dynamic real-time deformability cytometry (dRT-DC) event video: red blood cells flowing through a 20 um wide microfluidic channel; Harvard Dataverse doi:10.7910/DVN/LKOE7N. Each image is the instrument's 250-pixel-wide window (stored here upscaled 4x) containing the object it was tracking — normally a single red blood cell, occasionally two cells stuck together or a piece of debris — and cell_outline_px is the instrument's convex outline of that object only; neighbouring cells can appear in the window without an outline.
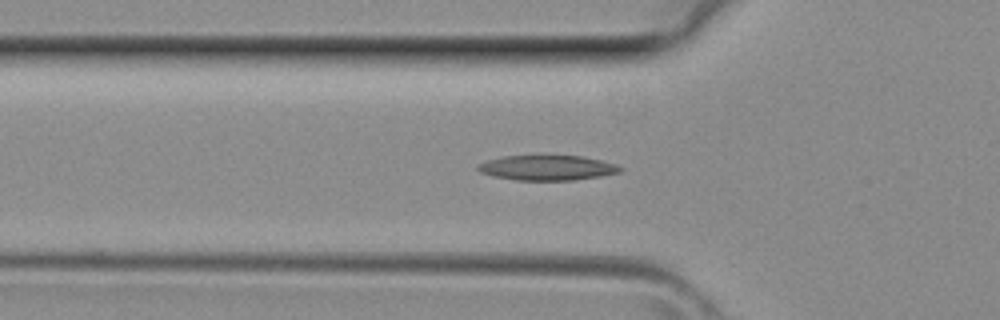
{"species": "common noctule bat (a hibernating species)", "species_latin": "Nyctalus noctula", "temperature_condition": "room temperature", "stored_images_in_passage": 39, "camera_frame_rate_fps": 3000, "um_per_image_px": 0.085, "animal": {"sex": "female", "body_mass_g": 29.2, "forearm_length_mm": 56.3}, "frame": {"image": 1, "passage_image": 12, "time_ms": 3.667, "image_size_px": [1000, 320], "cell_outline_px": [[624, 168], [620, 172], [600, 176], [572, 180], [516, 180], [492, 176], [480, 172], [476, 168], [476, 164], [500, 156], [580, 156], [600, 160], [616, 164]], "centroid_in_image_um": [46.48, 14.26], "position_along_channel_um": 79.3, "area_um2": 20.69}}
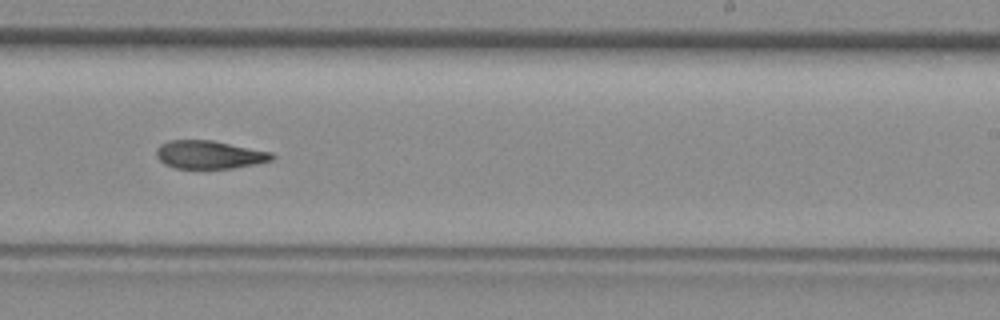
{"frame": {"image": 2, "passage_image": 23, "time_ms": 7.333, "image_size_px": [1000, 320], "cell_outline_px": [[276, 156], [272, 160], [256, 164], [232, 168], [176, 168], [164, 164], [156, 156], [156, 148], [160, 144], [168, 140], [212, 140], [272, 152]], "centroid_in_image_um": [17.79, 13.14], "position_along_channel_um": 271.2, "area_um2": 19.02}}
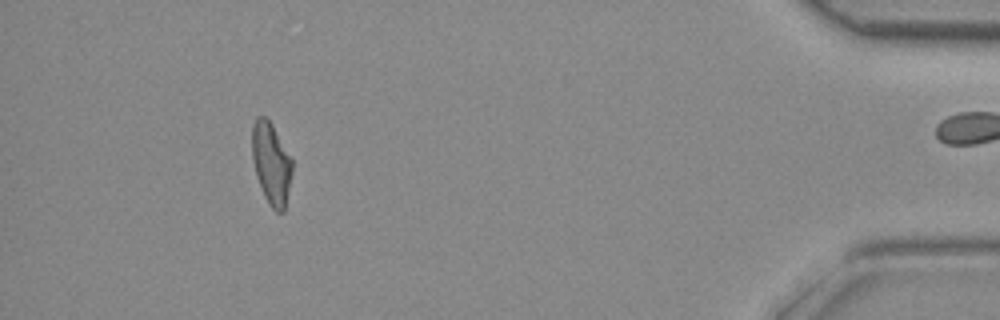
{"frame": {"image": 3, "passage_image": 35, "time_ms": 11.333, "image_size_px": [1000, 320], "cell_outline_px": [[292, 172], [284, 212], [276, 212], [268, 204], [264, 196], [256, 176], [252, 160], [252, 124], [256, 116], [264, 116], [272, 124], [292, 160]], "centroid_in_image_um": [23.03, 13.9], "position_along_channel_um": 412.2, "area_um2": 19.13}}